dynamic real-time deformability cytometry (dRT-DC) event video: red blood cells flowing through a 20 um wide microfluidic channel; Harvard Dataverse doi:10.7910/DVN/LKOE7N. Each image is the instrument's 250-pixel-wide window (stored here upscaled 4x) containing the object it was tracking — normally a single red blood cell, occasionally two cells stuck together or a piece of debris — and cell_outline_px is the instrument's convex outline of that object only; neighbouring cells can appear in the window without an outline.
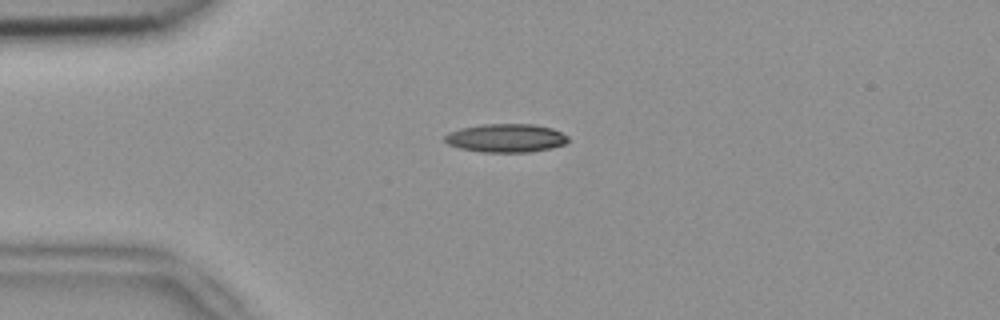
{"species": "common noctule bat (a hibernating species)", "species_latin": "Nyctalus noctula", "temperature_condition": "room temperature", "stored_images_in_passage": 5, "camera_frame_rate_fps": 3000, "um_per_image_px": 0.085, "animal": {"sex": "female", "body_mass_g": 18.4}, "frame": {"image": 1, "passage_image": 5, "time_ms": 1.333, "image_size_px": [1000, 320], "cell_outline_px": [[568, 140], [564, 144], [552, 148], [528, 152], [484, 152], [460, 148], [448, 144], [444, 140], [444, 136], [448, 132], [460, 128], [484, 124], [532, 124], [552, 128], [568, 136]], "centroid_in_image_um": [42.99, 11.73], "position_along_channel_um": 42.0, "area_um2": 20.4}}